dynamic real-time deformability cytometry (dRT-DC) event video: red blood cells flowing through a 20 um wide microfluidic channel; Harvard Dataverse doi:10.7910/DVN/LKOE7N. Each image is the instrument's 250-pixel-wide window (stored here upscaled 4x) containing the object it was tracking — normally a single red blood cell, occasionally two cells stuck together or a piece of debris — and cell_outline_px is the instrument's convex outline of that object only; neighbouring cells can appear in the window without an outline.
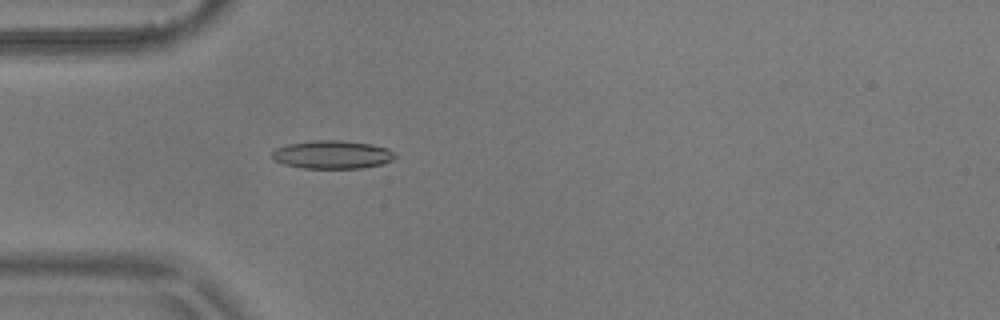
{"species": "common noctule bat (a hibernating species)", "species_latin": "Nyctalus noctula", "temperature_condition": "warm", "stored_images_in_passage": 4, "camera_frame_rate_fps": 3000, "um_per_image_px": 0.085, "animal": {"sex": "male", "body_mass_g": 17.9}, "frame": {"image": 1, "passage_image": 4, "time_ms": 1.0, "image_size_px": [1000, 320], "cell_outline_px": [[396, 156], [392, 160], [384, 164], [360, 168], [304, 168], [284, 164], [272, 160], [272, 152], [276, 148], [288, 144], [312, 140], [344, 140], [372, 144], [388, 148], [396, 152]], "centroid_in_image_um": [28.27, 13.13], "position_along_channel_um": 56.7, "area_um2": 20.46}}